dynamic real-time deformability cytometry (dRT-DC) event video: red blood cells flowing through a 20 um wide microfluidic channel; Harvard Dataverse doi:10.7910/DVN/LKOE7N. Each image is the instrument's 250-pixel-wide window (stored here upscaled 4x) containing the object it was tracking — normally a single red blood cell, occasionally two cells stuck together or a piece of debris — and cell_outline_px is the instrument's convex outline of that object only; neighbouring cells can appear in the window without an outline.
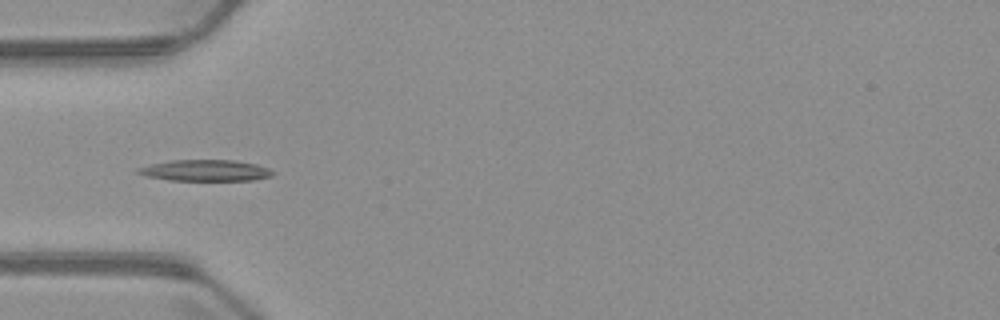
{"species": "common noctule bat (a hibernating species)", "species_latin": "Nyctalus noctula", "temperature_condition": "warm", "stored_images_in_passage": 3, "camera_frame_rate_fps": 3000, "um_per_image_px": 0.085, "animal": {"sex": "male", "body_mass_g": 23.1, "forearm_length_mm": 52.7}, "frame": {"image": 1, "passage_image": 3, "time_ms": 3.667, "image_size_px": [1000, 320], "cell_outline_px": [[276, 172], [272, 176], [256, 180], [168, 180], [148, 176], [136, 172], [136, 168], [148, 164], [172, 160], [236, 160], [256, 164], [268, 168]], "centroid_in_image_um": [17.48, 14.48], "position_along_channel_um": 67.5, "area_um2": 16.76}}